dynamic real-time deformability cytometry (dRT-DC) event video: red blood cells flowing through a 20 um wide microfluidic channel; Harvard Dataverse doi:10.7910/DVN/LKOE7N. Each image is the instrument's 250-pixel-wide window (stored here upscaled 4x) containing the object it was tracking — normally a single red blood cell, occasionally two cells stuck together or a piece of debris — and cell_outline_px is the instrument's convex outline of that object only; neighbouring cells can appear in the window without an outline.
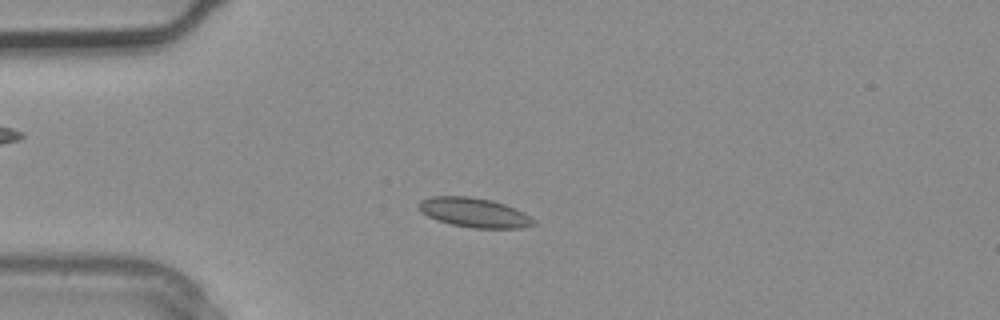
{"species": "common noctule bat (a hibernating species)", "species_latin": "Nyctalus noctula", "temperature_condition": "warm", "stored_images_in_passage": 2, "camera_frame_rate_fps": 3000, "um_per_image_px": 0.085, "animal": {"sex": "male", "body_mass_g": 20.4}, "frame": {"image": 1, "passage_image": 2, "time_ms": 0.333, "image_size_px": [1000, 320], "cell_outline_px": [[536, 224], [520, 228], [472, 228], [452, 224], [436, 220], [420, 212], [416, 204], [420, 200], [432, 196], [468, 196], [492, 200], [516, 208], [524, 212], [536, 220]], "centroid_in_image_um": [40.29, 18.06], "position_along_channel_um": 44.7, "area_um2": 19.94}}